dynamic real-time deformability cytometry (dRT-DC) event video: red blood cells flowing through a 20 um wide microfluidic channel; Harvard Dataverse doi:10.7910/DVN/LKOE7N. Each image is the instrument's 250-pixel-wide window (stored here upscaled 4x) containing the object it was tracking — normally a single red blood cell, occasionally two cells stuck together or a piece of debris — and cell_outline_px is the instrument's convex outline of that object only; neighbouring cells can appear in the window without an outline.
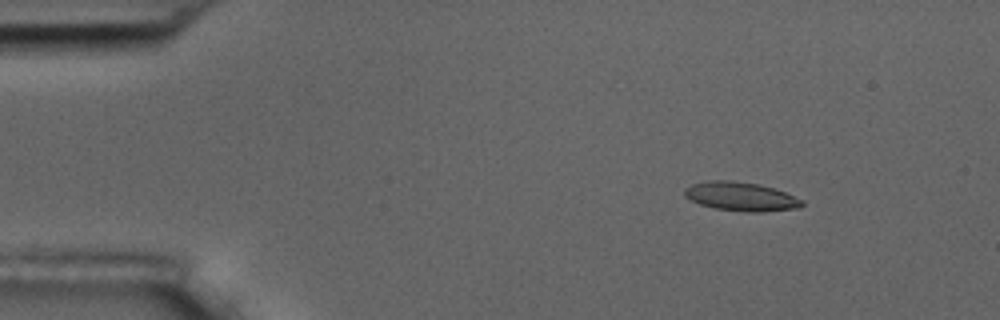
{"species": "common noctule bat (a hibernating species)", "species_latin": "Nyctalus noctula", "temperature_condition": "room temperature", "stored_images_in_passage": 4, "camera_frame_rate_fps": 3000, "um_per_image_px": 0.085, "animal": {"sex": "male", "body_mass_g": 17.5, "forearm_length_mm": 52.3}, "frame": {"image": 1, "passage_image": 2, "time_ms": 1.333, "image_size_px": [1000, 320], "cell_outline_px": [[804, 204], [800, 208], [760, 212], [744, 212], [716, 208], [700, 204], [684, 196], [684, 188], [692, 184], [708, 180], [732, 180], [760, 184], [784, 192], [804, 200]], "centroid_in_image_um": [62.98, 16.7], "position_along_channel_um": 22.0, "area_um2": 19.83}}
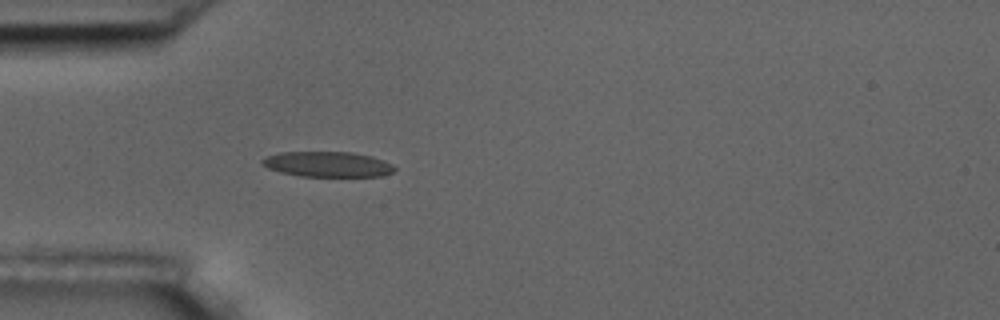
{"frame": {"image": 2, "passage_image": 4, "time_ms": 4.333, "image_size_px": [1000, 320], "cell_outline_px": [[396, 168], [392, 172], [380, 176], [300, 176], [280, 172], [268, 168], [260, 164], [260, 160], [268, 156], [280, 152], [352, 152], [372, 156], [384, 160], [392, 164]], "centroid_in_image_um": [27.83, 13.96], "position_along_channel_um": 57.2, "area_um2": 19.54}}